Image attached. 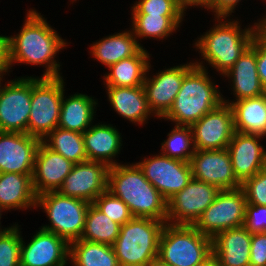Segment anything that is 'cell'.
Instances as JSON below:
<instances>
[{
    "label": "cell",
    "mask_w": 266,
    "mask_h": 266,
    "mask_svg": "<svg viewBox=\"0 0 266 266\" xmlns=\"http://www.w3.org/2000/svg\"><path fill=\"white\" fill-rule=\"evenodd\" d=\"M219 192L216 186L192 178L167 201L166 223L193 226Z\"/></svg>",
    "instance_id": "30bf717a"
},
{
    "label": "cell",
    "mask_w": 266,
    "mask_h": 266,
    "mask_svg": "<svg viewBox=\"0 0 266 266\" xmlns=\"http://www.w3.org/2000/svg\"><path fill=\"white\" fill-rule=\"evenodd\" d=\"M29 243H21L20 266H66L69 261V243L42 228Z\"/></svg>",
    "instance_id": "ac0fdd59"
},
{
    "label": "cell",
    "mask_w": 266,
    "mask_h": 266,
    "mask_svg": "<svg viewBox=\"0 0 266 266\" xmlns=\"http://www.w3.org/2000/svg\"><path fill=\"white\" fill-rule=\"evenodd\" d=\"M73 165L70 160L50 150L41 142L36 152L32 175L35 194L38 196L45 192L58 191Z\"/></svg>",
    "instance_id": "ffe728a7"
},
{
    "label": "cell",
    "mask_w": 266,
    "mask_h": 266,
    "mask_svg": "<svg viewBox=\"0 0 266 266\" xmlns=\"http://www.w3.org/2000/svg\"><path fill=\"white\" fill-rule=\"evenodd\" d=\"M192 177L214 185L220 190L240 188L227 148L220 150H195L190 160Z\"/></svg>",
    "instance_id": "5bb4252c"
},
{
    "label": "cell",
    "mask_w": 266,
    "mask_h": 266,
    "mask_svg": "<svg viewBox=\"0 0 266 266\" xmlns=\"http://www.w3.org/2000/svg\"><path fill=\"white\" fill-rule=\"evenodd\" d=\"M136 164L167 201L193 178L190 162L169 158L161 152Z\"/></svg>",
    "instance_id": "7c38bea8"
},
{
    "label": "cell",
    "mask_w": 266,
    "mask_h": 266,
    "mask_svg": "<svg viewBox=\"0 0 266 266\" xmlns=\"http://www.w3.org/2000/svg\"><path fill=\"white\" fill-rule=\"evenodd\" d=\"M7 37L8 36L0 35V74H7L10 72L8 65Z\"/></svg>",
    "instance_id": "7bdbcfd3"
},
{
    "label": "cell",
    "mask_w": 266,
    "mask_h": 266,
    "mask_svg": "<svg viewBox=\"0 0 266 266\" xmlns=\"http://www.w3.org/2000/svg\"><path fill=\"white\" fill-rule=\"evenodd\" d=\"M167 136L161 143V153L169 158L190 162L195 153L191 127L175 125Z\"/></svg>",
    "instance_id": "836d02e7"
},
{
    "label": "cell",
    "mask_w": 266,
    "mask_h": 266,
    "mask_svg": "<svg viewBox=\"0 0 266 266\" xmlns=\"http://www.w3.org/2000/svg\"><path fill=\"white\" fill-rule=\"evenodd\" d=\"M89 205L87 201L63 196L58 191L42 193L36 200V208L41 207L51 223L41 228L55 233L68 243L80 239Z\"/></svg>",
    "instance_id": "52a82bcc"
},
{
    "label": "cell",
    "mask_w": 266,
    "mask_h": 266,
    "mask_svg": "<svg viewBox=\"0 0 266 266\" xmlns=\"http://www.w3.org/2000/svg\"><path fill=\"white\" fill-rule=\"evenodd\" d=\"M178 3L180 5V7L186 11L188 6L190 7H194V6H200V7H204L207 8L210 4H211V0H178Z\"/></svg>",
    "instance_id": "ee69618b"
},
{
    "label": "cell",
    "mask_w": 266,
    "mask_h": 266,
    "mask_svg": "<svg viewBox=\"0 0 266 266\" xmlns=\"http://www.w3.org/2000/svg\"><path fill=\"white\" fill-rule=\"evenodd\" d=\"M64 96L65 94L62 97L58 127L83 134L92 125L98 101L81 93L69 98Z\"/></svg>",
    "instance_id": "f1b7e54d"
},
{
    "label": "cell",
    "mask_w": 266,
    "mask_h": 266,
    "mask_svg": "<svg viewBox=\"0 0 266 266\" xmlns=\"http://www.w3.org/2000/svg\"><path fill=\"white\" fill-rule=\"evenodd\" d=\"M120 229V224L111 220L90 203L80 239L112 246L120 233Z\"/></svg>",
    "instance_id": "d6a6232c"
},
{
    "label": "cell",
    "mask_w": 266,
    "mask_h": 266,
    "mask_svg": "<svg viewBox=\"0 0 266 266\" xmlns=\"http://www.w3.org/2000/svg\"><path fill=\"white\" fill-rule=\"evenodd\" d=\"M132 30L136 38L166 39L176 32L184 16L131 14ZM170 34V35H169Z\"/></svg>",
    "instance_id": "4dcf8cb0"
},
{
    "label": "cell",
    "mask_w": 266,
    "mask_h": 266,
    "mask_svg": "<svg viewBox=\"0 0 266 266\" xmlns=\"http://www.w3.org/2000/svg\"><path fill=\"white\" fill-rule=\"evenodd\" d=\"M109 167L105 163L85 161L74 164L58 192L63 196L92 203L107 190Z\"/></svg>",
    "instance_id": "2e32d148"
},
{
    "label": "cell",
    "mask_w": 266,
    "mask_h": 266,
    "mask_svg": "<svg viewBox=\"0 0 266 266\" xmlns=\"http://www.w3.org/2000/svg\"><path fill=\"white\" fill-rule=\"evenodd\" d=\"M239 1L241 0H211V4L206 9L215 13V17H230Z\"/></svg>",
    "instance_id": "b9f144b4"
},
{
    "label": "cell",
    "mask_w": 266,
    "mask_h": 266,
    "mask_svg": "<svg viewBox=\"0 0 266 266\" xmlns=\"http://www.w3.org/2000/svg\"><path fill=\"white\" fill-rule=\"evenodd\" d=\"M194 66L193 62H189L165 68L153 77L146 75L143 86L148 106L153 115L162 119L167 114L181 88L185 75Z\"/></svg>",
    "instance_id": "9a60e30c"
},
{
    "label": "cell",
    "mask_w": 266,
    "mask_h": 266,
    "mask_svg": "<svg viewBox=\"0 0 266 266\" xmlns=\"http://www.w3.org/2000/svg\"><path fill=\"white\" fill-rule=\"evenodd\" d=\"M88 161L105 163L108 167L120 164L113 160L120 154L122 146L121 133L111 124H95L83 134Z\"/></svg>",
    "instance_id": "7402d4cb"
},
{
    "label": "cell",
    "mask_w": 266,
    "mask_h": 266,
    "mask_svg": "<svg viewBox=\"0 0 266 266\" xmlns=\"http://www.w3.org/2000/svg\"><path fill=\"white\" fill-rule=\"evenodd\" d=\"M165 224L152 218L133 217L122 225L112 245L119 266H147L158 258L159 239Z\"/></svg>",
    "instance_id": "5b68a950"
},
{
    "label": "cell",
    "mask_w": 266,
    "mask_h": 266,
    "mask_svg": "<svg viewBox=\"0 0 266 266\" xmlns=\"http://www.w3.org/2000/svg\"><path fill=\"white\" fill-rule=\"evenodd\" d=\"M69 259L74 266H119L112 246L81 239L69 243Z\"/></svg>",
    "instance_id": "f546056e"
},
{
    "label": "cell",
    "mask_w": 266,
    "mask_h": 266,
    "mask_svg": "<svg viewBox=\"0 0 266 266\" xmlns=\"http://www.w3.org/2000/svg\"><path fill=\"white\" fill-rule=\"evenodd\" d=\"M259 30L266 36V16H263L262 19H259Z\"/></svg>",
    "instance_id": "bcb514c9"
},
{
    "label": "cell",
    "mask_w": 266,
    "mask_h": 266,
    "mask_svg": "<svg viewBox=\"0 0 266 266\" xmlns=\"http://www.w3.org/2000/svg\"><path fill=\"white\" fill-rule=\"evenodd\" d=\"M251 239L244 226L225 230L212 238L213 255L222 266H250Z\"/></svg>",
    "instance_id": "603a6c76"
},
{
    "label": "cell",
    "mask_w": 266,
    "mask_h": 266,
    "mask_svg": "<svg viewBox=\"0 0 266 266\" xmlns=\"http://www.w3.org/2000/svg\"><path fill=\"white\" fill-rule=\"evenodd\" d=\"M131 8V14L185 16L178 0H139Z\"/></svg>",
    "instance_id": "8d00e7d4"
},
{
    "label": "cell",
    "mask_w": 266,
    "mask_h": 266,
    "mask_svg": "<svg viewBox=\"0 0 266 266\" xmlns=\"http://www.w3.org/2000/svg\"><path fill=\"white\" fill-rule=\"evenodd\" d=\"M213 254L212 239L194 226L165 224L158 258L171 266H200Z\"/></svg>",
    "instance_id": "8992f818"
},
{
    "label": "cell",
    "mask_w": 266,
    "mask_h": 266,
    "mask_svg": "<svg viewBox=\"0 0 266 266\" xmlns=\"http://www.w3.org/2000/svg\"><path fill=\"white\" fill-rule=\"evenodd\" d=\"M64 83L63 77H32L31 111L27 126L30 136L42 141L58 127Z\"/></svg>",
    "instance_id": "ba28073f"
},
{
    "label": "cell",
    "mask_w": 266,
    "mask_h": 266,
    "mask_svg": "<svg viewBox=\"0 0 266 266\" xmlns=\"http://www.w3.org/2000/svg\"><path fill=\"white\" fill-rule=\"evenodd\" d=\"M90 47V53L94 59H97L107 68L122 59L136 56L143 49L132 30L108 35L98 42H94Z\"/></svg>",
    "instance_id": "484cf974"
},
{
    "label": "cell",
    "mask_w": 266,
    "mask_h": 266,
    "mask_svg": "<svg viewBox=\"0 0 266 266\" xmlns=\"http://www.w3.org/2000/svg\"><path fill=\"white\" fill-rule=\"evenodd\" d=\"M204 61L185 75L172 107L163 117L175 125L191 126L223 102V95L209 78Z\"/></svg>",
    "instance_id": "277c9868"
},
{
    "label": "cell",
    "mask_w": 266,
    "mask_h": 266,
    "mask_svg": "<svg viewBox=\"0 0 266 266\" xmlns=\"http://www.w3.org/2000/svg\"><path fill=\"white\" fill-rule=\"evenodd\" d=\"M218 16L217 23L208 32L201 35L195 47L201 53L206 63L215 68L220 75H224L251 45L259 30L258 22L252 26L241 28L240 21ZM226 21H225V20ZM224 20V21H223ZM230 20V21H229Z\"/></svg>",
    "instance_id": "3957f363"
},
{
    "label": "cell",
    "mask_w": 266,
    "mask_h": 266,
    "mask_svg": "<svg viewBox=\"0 0 266 266\" xmlns=\"http://www.w3.org/2000/svg\"><path fill=\"white\" fill-rule=\"evenodd\" d=\"M4 75H5V74H0V92H1L2 87H3V86L1 85V84H2L1 81H3L2 78H3Z\"/></svg>",
    "instance_id": "681fc988"
},
{
    "label": "cell",
    "mask_w": 266,
    "mask_h": 266,
    "mask_svg": "<svg viewBox=\"0 0 266 266\" xmlns=\"http://www.w3.org/2000/svg\"><path fill=\"white\" fill-rule=\"evenodd\" d=\"M65 41L41 13L30 9L19 33L7 37L9 69H12L15 63L45 65L46 69L41 78L62 77L60 62H57L55 57L68 45Z\"/></svg>",
    "instance_id": "6da1fadb"
},
{
    "label": "cell",
    "mask_w": 266,
    "mask_h": 266,
    "mask_svg": "<svg viewBox=\"0 0 266 266\" xmlns=\"http://www.w3.org/2000/svg\"><path fill=\"white\" fill-rule=\"evenodd\" d=\"M261 138L264 136L235 131L227 146L235 176L241 183L265 167L266 150L259 143Z\"/></svg>",
    "instance_id": "d6986e66"
},
{
    "label": "cell",
    "mask_w": 266,
    "mask_h": 266,
    "mask_svg": "<svg viewBox=\"0 0 266 266\" xmlns=\"http://www.w3.org/2000/svg\"><path fill=\"white\" fill-rule=\"evenodd\" d=\"M244 227L251 234L266 232V206L247 203Z\"/></svg>",
    "instance_id": "f35d334b"
},
{
    "label": "cell",
    "mask_w": 266,
    "mask_h": 266,
    "mask_svg": "<svg viewBox=\"0 0 266 266\" xmlns=\"http://www.w3.org/2000/svg\"><path fill=\"white\" fill-rule=\"evenodd\" d=\"M230 78L234 101L258 97L265 94L256 65V35L251 45L244 51L234 65L223 75Z\"/></svg>",
    "instance_id": "44dd1931"
},
{
    "label": "cell",
    "mask_w": 266,
    "mask_h": 266,
    "mask_svg": "<svg viewBox=\"0 0 266 266\" xmlns=\"http://www.w3.org/2000/svg\"><path fill=\"white\" fill-rule=\"evenodd\" d=\"M107 190L121 199L133 217L167 220V200L135 163L109 167Z\"/></svg>",
    "instance_id": "7a4b0ae2"
},
{
    "label": "cell",
    "mask_w": 266,
    "mask_h": 266,
    "mask_svg": "<svg viewBox=\"0 0 266 266\" xmlns=\"http://www.w3.org/2000/svg\"><path fill=\"white\" fill-rule=\"evenodd\" d=\"M92 204L121 226L133 218L128 206L108 190L100 194Z\"/></svg>",
    "instance_id": "d590c367"
},
{
    "label": "cell",
    "mask_w": 266,
    "mask_h": 266,
    "mask_svg": "<svg viewBox=\"0 0 266 266\" xmlns=\"http://www.w3.org/2000/svg\"><path fill=\"white\" fill-rule=\"evenodd\" d=\"M4 210L0 207V220H1V215H2V212H3ZM10 228V226L9 227H4V229H2V227H1V222H0V233L1 232H4V231H6V230H8Z\"/></svg>",
    "instance_id": "c3c4849f"
},
{
    "label": "cell",
    "mask_w": 266,
    "mask_h": 266,
    "mask_svg": "<svg viewBox=\"0 0 266 266\" xmlns=\"http://www.w3.org/2000/svg\"><path fill=\"white\" fill-rule=\"evenodd\" d=\"M147 266H171V265L162 262L159 258H155Z\"/></svg>",
    "instance_id": "7dc6e473"
},
{
    "label": "cell",
    "mask_w": 266,
    "mask_h": 266,
    "mask_svg": "<svg viewBox=\"0 0 266 266\" xmlns=\"http://www.w3.org/2000/svg\"><path fill=\"white\" fill-rule=\"evenodd\" d=\"M246 204L245 192L241 187L220 190L193 226L211 239L225 230L244 226Z\"/></svg>",
    "instance_id": "9c48e42d"
},
{
    "label": "cell",
    "mask_w": 266,
    "mask_h": 266,
    "mask_svg": "<svg viewBox=\"0 0 266 266\" xmlns=\"http://www.w3.org/2000/svg\"><path fill=\"white\" fill-rule=\"evenodd\" d=\"M200 266H222L220 261L212 254Z\"/></svg>",
    "instance_id": "f6af8a7d"
},
{
    "label": "cell",
    "mask_w": 266,
    "mask_h": 266,
    "mask_svg": "<svg viewBox=\"0 0 266 266\" xmlns=\"http://www.w3.org/2000/svg\"><path fill=\"white\" fill-rule=\"evenodd\" d=\"M190 127L195 150L225 149L235 133L233 109L222 102Z\"/></svg>",
    "instance_id": "4fadbf2b"
},
{
    "label": "cell",
    "mask_w": 266,
    "mask_h": 266,
    "mask_svg": "<svg viewBox=\"0 0 266 266\" xmlns=\"http://www.w3.org/2000/svg\"><path fill=\"white\" fill-rule=\"evenodd\" d=\"M241 188L245 192L246 202L266 206V170L263 169L246 179Z\"/></svg>",
    "instance_id": "74e56055"
},
{
    "label": "cell",
    "mask_w": 266,
    "mask_h": 266,
    "mask_svg": "<svg viewBox=\"0 0 266 266\" xmlns=\"http://www.w3.org/2000/svg\"><path fill=\"white\" fill-rule=\"evenodd\" d=\"M41 142L74 164L88 161L82 133L57 127Z\"/></svg>",
    "instance_id": "1f68e13d"
},
{
    "label": "cell",
    "mask_w": 266,
    "mask_h": 266,
    "mask_svg": "<svg viewBox=\"0 0 266 266\" xmlns=\"http://www.w3.org/2000/svg\"><path fill=\"white\" fill-rule=\"evenodd\" d=\"M223 102L230 104L234 115L235 131L266 136V95Z\"/></svg>",
    "instance_id": "4316f807"
},
{
    "label": "cell",
    "mask_w": 266,
    "mask_h": 266,
    "mask_svg": "<svg viewBox=\"0 0 266 266\" xmlns=\"http://www.w3.org/2000/svg\"><path fill=\"white\" fill-rule=\"evenodd\" d=\"M32 77L10 80L0 92V132L27 133Z\"/></svg>",
    "instance_id": "8fae6325"
},
{
    "label": "cell",
    "mask_w": 266,
    "mask_h": 266,
    "mask_svg": "<svg viewBox=\"0 0 266 266\" xmlns=\"http://www.w3.org/2000/svg\"><path fill=\"white\" fill-rule=\"evenodd\" d=\"M143 48L136 56L120 60L108 67L109 72L103 77L104 85L114 87L142 86L150 71V56Z\"/></svg>",
    "instance_id": "83f0119b"
},
{
    "label": "cell",
    "mask_w": 266,
    "mask_h": 266,
    "mask_svg": "<svg viewBox=\"0 0 266 266\" xmlns=\"http://www.w3.org/2000/svg\"><path fill=\"white\" fill-rule=\"evenodd\" d=\"M18 224L0 233V266H20L22 236Z\"/></svg>",
    "instance_id": "e575fe53"
},
{
    "label": "cell",
    "mask_w": 266,
    "mask_h": 266,
    "mask_svg": "<svg viewBox=\"0 0 266 266\" xmlns=\"http://www.w3.org/2000/svg\"><path fill=\"white\" fill-rule=\"evenodd\" d=\"M32 175L0 173V207L4 211L36 208L37 195L33 189Z\"/></svg>",
    "instance_id": "d4e9b609"
},
{
    "label": "cell",
    "mask_w": 266,
    "mask_h": 266,
    "mask_svg": "<svg viewBox=\"0 0 266 266\" xmlns=\"http://www.w3.org/2000/svg\"><path fill=\"white\" fill-rule=\"evenodd\" d=\"M41 140L21 132H0V173L33 174Z\"/></svg>",
    "instance_id": "e0dca14e"
},
{
    "label": "cell",
    "mask_w": 266,
    "mask_h": 266,
    "mask_svg": "<svg viewBox=\"0 0 266 266\" xmlns=\"http://www.w3.org/2000/svg\"><path fill=\"white\" fill-rule=\"evenodd\" d=\"M256 65L260 82L266 90V36L260 30L256 33Z\"/></svg>",
    "instance_id": "60d3db41"
},
{
    "label": "cell",
    "mask_w": 266,
    "mask_h": 266,
    "mask_svg": "<svg viewBox=\"0 0 266 266\" xmlns=\"http://www.w3.org/2000/svg\"><path fill=\"white\" fill-rule=\"evenodd\" d=\"M108 101L115 112L121 117L143 125L147 123L151 114L148 106L144 86L136 87H114L106 86Z\"/></svg>",
    "instance_id": "cb8c5ba5"
},
{
    "label": "cell",
    "mask_w": 266,
    "mask_h": 266,
    "mask_svg": "<svg viewBox=\"0 0 266 266\" xmlns=\"http://www.w3.org/2000/svg\"><path fill=\"white\" fill-rule=\"evenodd\" d=\"M250 266H266V232L252 234Z\"/></svg>",
    "instance_id": "ab89813d"
}]
</instances>
